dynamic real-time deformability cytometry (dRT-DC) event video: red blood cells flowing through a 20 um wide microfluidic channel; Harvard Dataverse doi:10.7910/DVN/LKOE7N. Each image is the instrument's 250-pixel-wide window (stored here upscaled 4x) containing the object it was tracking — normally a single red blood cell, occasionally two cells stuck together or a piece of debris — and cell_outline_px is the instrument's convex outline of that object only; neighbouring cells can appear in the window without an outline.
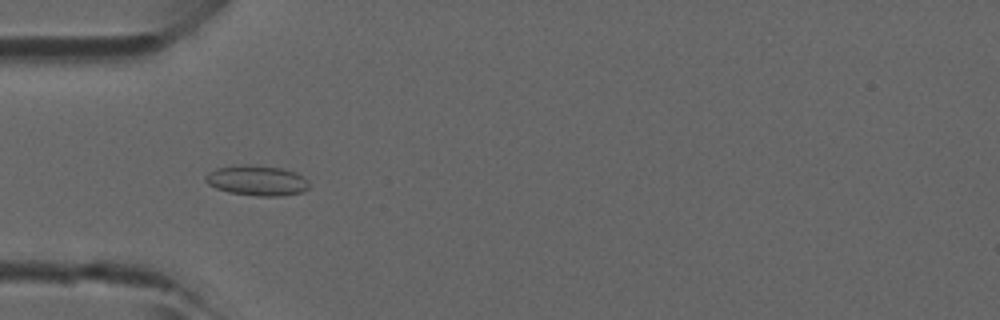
{"species": "common noctule bat (a hibernating species)", "species_latin": "Nyctalus noctula", "temperature_condition": "room temperature", "stored_images_in_passage": 5, "camera_frame_rate_fps": 3000, "um_per_image_px": 0.085, "animal": {"sex": "male", "forearm_length_mm": 52.5}, "frame": {"image": 1, "passage_image": 4, "time_ms": 1.0, "image_size_px": [1000, 320], "cell_outline_px": [[308, 188], [304, 192], [280, 196], [256, 196], [228, 192], [216, 188], [208, 184], [204, 180], [204, 176], [208, 172], [216, 168], [244, 164], [252, 164], [284, 168], [296, 172], [304, 176], [308, 180]], "centroid_in_image_um": [21.85, 15.33], "position_along_channel_um": 63.2, "area_um2": 18.61}}
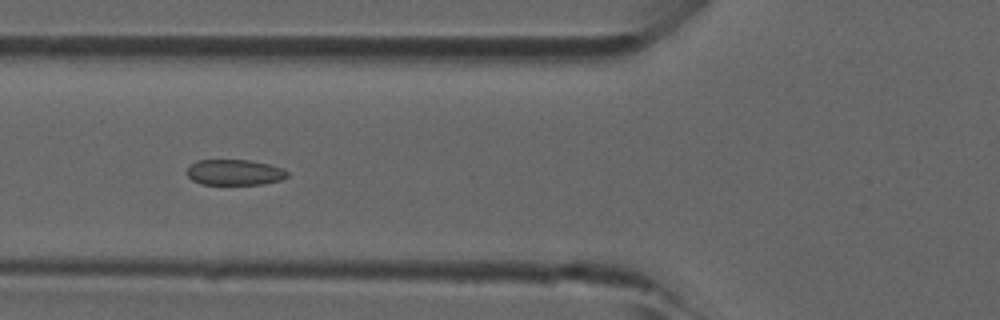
{"frame": {"image": 2, "passage_image": 5, "time_ms": 1.333, "image_size_px": [1000, 320], "cell_outline_px": [[288, 176], [280, 180], [264, 184], [200, 184], [192, 180], [184, 172], [196, 160], [248, 160], [268, 164], [284, 168], [288, 172]], "centroid_in_image_um": [19.93, 14.65], "position_along_channel_um": 105.9, "area_um2": 15.09}}